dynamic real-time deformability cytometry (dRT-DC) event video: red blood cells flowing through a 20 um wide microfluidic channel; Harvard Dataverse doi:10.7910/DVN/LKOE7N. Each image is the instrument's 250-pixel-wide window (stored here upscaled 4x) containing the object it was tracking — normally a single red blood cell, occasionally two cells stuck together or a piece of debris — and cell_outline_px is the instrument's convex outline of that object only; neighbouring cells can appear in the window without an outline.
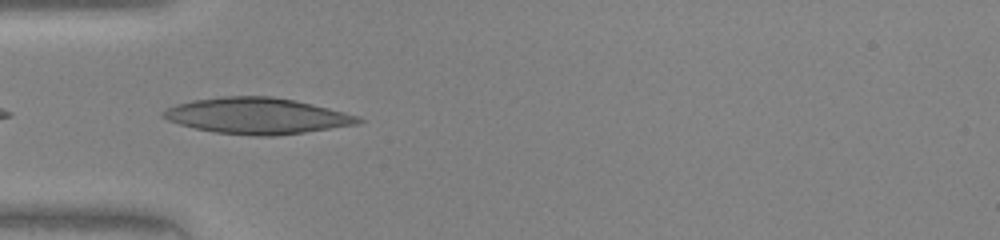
{"species": "human", "species_latin": "Homo sapiens", "temperature_condition": "warm", "stored_images_in_passage": 6, "camera_frame_rate_fps": 3000, "um_per_image_px": 0.085, "donor": {"sex": "female"}, "frame": {"image": 1, "passage_image": 1, "time_ms": 0.0, "image_size_px": [1000, 240], "cell_outline_px": [[364, 120], [356, 124], [304, 132], [276, 136], [256, 136], [216, 132], [196, 128], [180, 124], [168, 120], [160, 116], [160, 112], [176, 104], [192, 100], [220, 96], [272, 96], [312, 104], [344, 112], [356, 116]], "centroid_in_image_um": [21.79, 9.84], "position_along_channel_um": 63.2, "area_um2": 40.63}}